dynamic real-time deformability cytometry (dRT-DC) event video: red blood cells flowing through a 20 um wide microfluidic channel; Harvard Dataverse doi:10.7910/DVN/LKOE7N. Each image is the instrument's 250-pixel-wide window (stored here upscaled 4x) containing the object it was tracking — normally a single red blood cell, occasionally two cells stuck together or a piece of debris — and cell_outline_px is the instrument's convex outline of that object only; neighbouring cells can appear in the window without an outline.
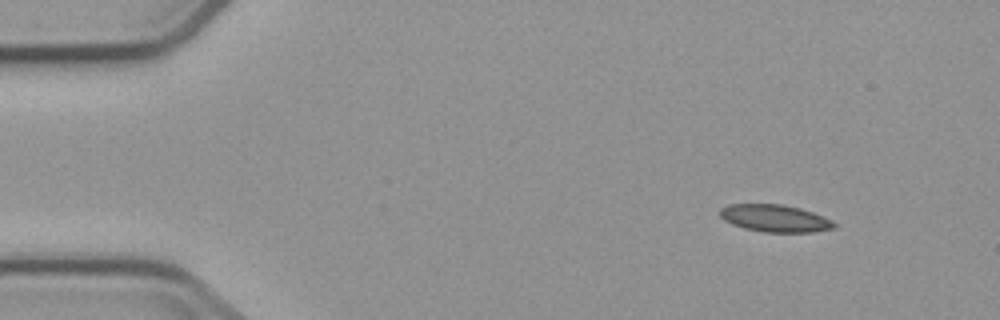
{"species": "common noctule bat (a hibernating species)", "species_latin": "Nyctalus noctula", "temperature_condition": "cold", "stored_images_in_passage": 8, "camera_frame_rate_fps": 3000, "um_per_image_px": 0.085, "animal": {"sex": "male", "body_mass_g": 23.1, "forearm_length_mm": 52.7}, "frame": {"image": 1, "passage_image": 1, "time_ms": 0.0, "image_size_px": [1000, 320], "cell_outline_px": [[836, 228], [812, 232], [764, 232], [744, 228], [732, 224], [724, 220], [720, 216], [720, 208], [728, 204], [784, 204], [800, 208], [824, 216], [832, 220], [836, 224]], "centroid_in_image_um": [65.88, 18.55], "position_along_channel_um": 19.1, "area_um2": 18.26}}
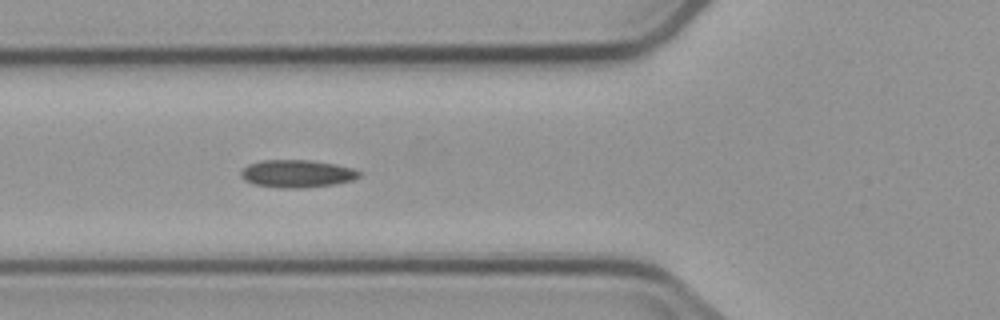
{"frame": {"image": 2, "passage_image": 5, "time_ms": 4.667, "image_size_px": [1000, 320], "cell_outline_px": [[364, 172], [360, 176], [352, 180], [332, 184], [300, 188], [284, 188], [256, 184], [244, 180], [240, 176], [240, 172], [248, 164], [260, 160], [308, 160], [336, 164], [352, 168]], "centroid_in_image_um": [25.25, 14.75], "position_along_channel_um": 100.5, "area_um2": 18.96}}
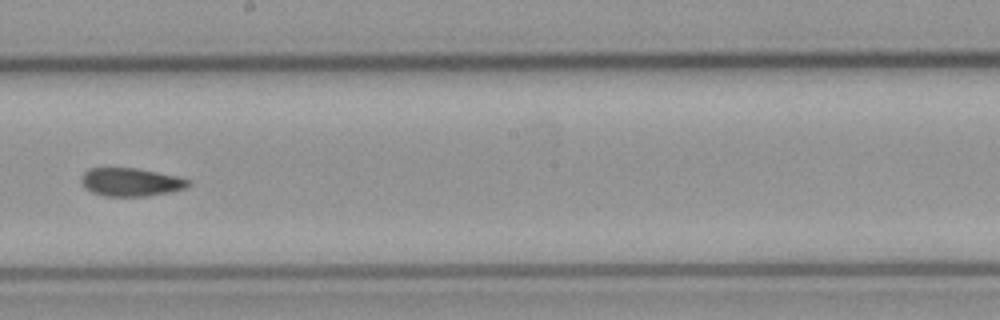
{"frame": {"image": 3, "passage_image": 8, "time_ms": 8.333, "image_size_px": [1000, 320], "cell_outline_px": [[188, 184], [184, 188], [168, 192], [148, 196], [104, 196], [92, 192], [80, 180], [84, 172], [88, 168], [136, 168], [176, 176], [188, 180]], "centroid_in_image_um": [11.08, 15.47], "position_along_channel_um": 237.1, "area_um2": 17.22}}